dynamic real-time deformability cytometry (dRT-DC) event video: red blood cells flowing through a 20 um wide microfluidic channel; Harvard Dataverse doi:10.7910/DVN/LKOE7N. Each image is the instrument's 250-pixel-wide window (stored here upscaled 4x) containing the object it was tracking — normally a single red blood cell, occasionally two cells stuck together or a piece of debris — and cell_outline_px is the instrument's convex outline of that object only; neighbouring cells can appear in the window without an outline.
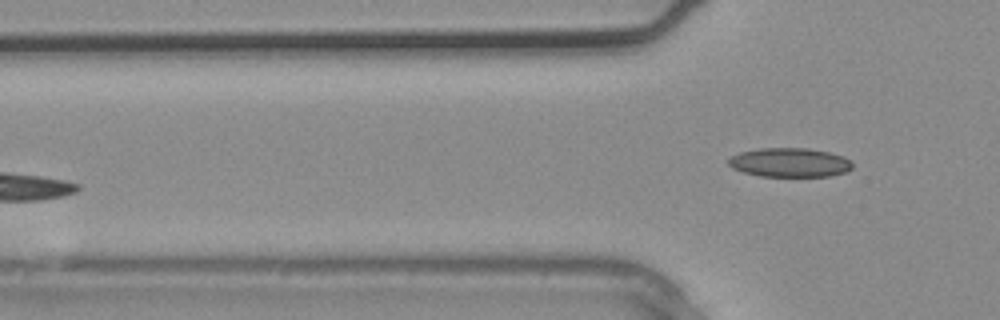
{"species": "common noctule bat (a hibernating species)", "species_latin": "Nyctalus noctula", "temperature_condition": "warm", "stored_images_in_passage": 2, "camera_frame_rate_fps": 3000, "um_per_image_px": 0.085, "animal": {"sex": "male", "body_mass_g": 20.4}, "frame": {"image": 1, "passage_image": 2, "time_ms": 0.333, "image_size_px": [1000, 320], "cell_outline_px": [[852, 168], [848, 172], [828, 176], [760, 176], [744, 172], [732, 168], [728, 164], [728, 160], [732, 156], [740, 152], [760, 148], [808, 148], [828, 152], [844, 156], [852, 160]], "centroid_in_image_um": [67.16, 13.81], "position_along_channel_um": 58.6, "area_um2": 21.1}}